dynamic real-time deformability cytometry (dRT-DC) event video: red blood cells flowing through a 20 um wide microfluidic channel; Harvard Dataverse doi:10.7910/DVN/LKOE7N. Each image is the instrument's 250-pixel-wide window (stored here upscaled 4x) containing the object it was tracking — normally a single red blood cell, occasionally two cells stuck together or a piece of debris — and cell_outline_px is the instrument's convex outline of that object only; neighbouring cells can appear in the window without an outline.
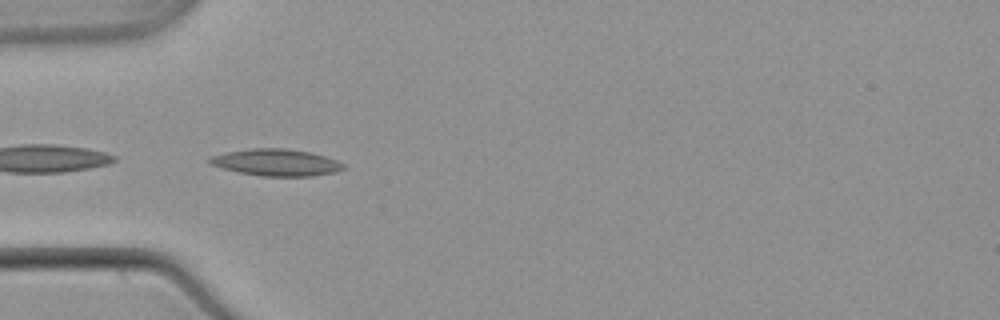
{"species": "common noctule bat (a hibernating species)", "species_latin": "Nyctalus noctula", "temperature_condition": "warm", "stored_images_in_passage": 8, "camera_frame_rate_fps": 3000, "um_per_image_px": 0.085, "animal": {"sex": "male", "body_mass_g": 21.5, "forearm_length_mm": 52.0}, "frame": {"image": 1, "passage_image": 6, "time_ms": 1.667, "image_size_px": [1000, 320], "cell_outline_px": [[344, 168], [336, 172], [312, 176], [260, 176], [240, 172], [208, 164], [208, 160], [212, 156], [228, 152], [252, 148], [288, 148], [312, 152], [336, 160], [344, 164]], "centroid_in_image_um": [23.5, 13.8], "position_along_channel_um": 61.5, "area_um2": 20.81}}